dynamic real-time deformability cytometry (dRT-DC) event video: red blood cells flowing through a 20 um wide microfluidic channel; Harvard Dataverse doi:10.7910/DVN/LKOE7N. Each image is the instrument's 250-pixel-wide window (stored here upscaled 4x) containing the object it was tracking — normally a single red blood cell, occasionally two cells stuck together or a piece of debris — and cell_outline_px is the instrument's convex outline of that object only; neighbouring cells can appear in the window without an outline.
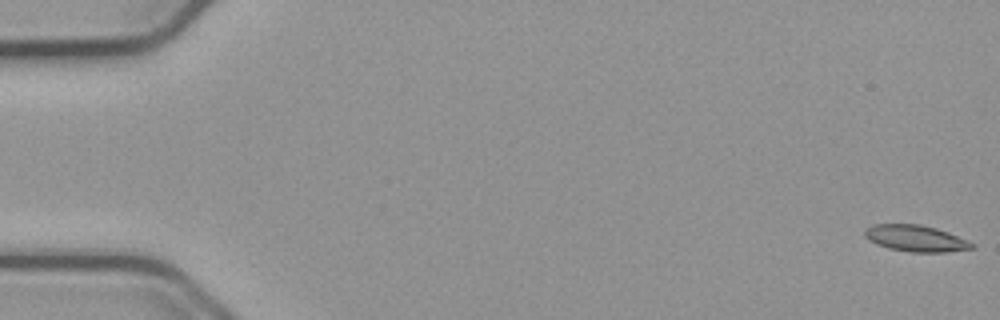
{"species": "common noctule bat (a hibernating species)", "species_latin": "Nyctalus noctula", "temperature_condition": "cold", "stored_images_in_passage": 55, "camera_frame_rate_fps": 3000, "um_per_image_px": 0.085, "animal": {"sex": "male", "body_mass_g": 23.1, "forearm_length_mm": 52.7}, "frame": {"image": 1, "passage_image": 1, "time_ms": 0.0, "image_size_px": [1000, 320], "cell_outline_px": [[976, 248], [944, 252], [912, 252], [888, 248], [876, 244], [868, 240], [864, 236], [864, 228], [872, 224], [920, 224], [936, 228], [948, 232], [968, 240], [976, 244]], "centroid_in_image_um": [77.83, 20.25], "position_along_channel_um": 7.2, "area_um2": 16.7}}
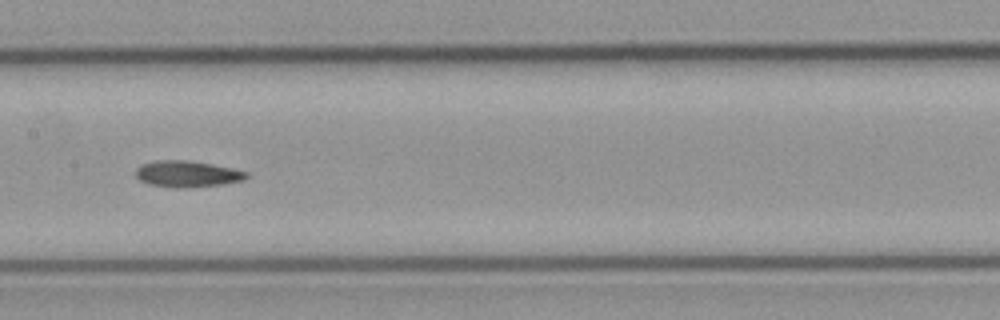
{"frame": {"image": 2, "passage_image": 28, "time_ms": 9.0, "image_size_px": [1000, 320], "cell_outline_px": [[248, 176], [244, 180], [224, 184], [184, 188], [172, 188], [148, 184], [140, 180], [136, 176], [136, 168], [140, 164], [156, 160], [188, 160], [212, 164], [232, 168], [248, 172]], "centroid_in_image_um": [15.89, 14.78], "position_along_channel_um": 191.5, "area_um2": 17.17}}
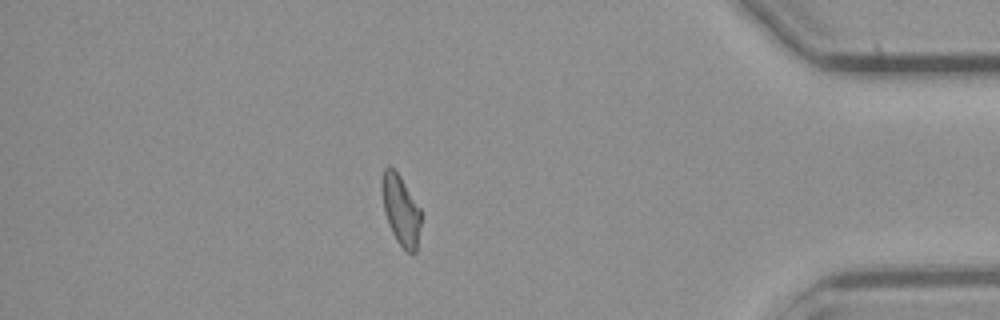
{"frame": {"image": 3, "passage_image": 48, "time_ms": 15.667, "image_size_px": [1000, 320], "cell_outline_px": [[420, 224], [416, 252], [412, 256], [396, 240], [388, 224], [384, 212], [380, 188], [380, 180], [384, 168], [388, 164], [400, 176], [420, 208]], "centroid_in_image_um": [34.03, 17.83], "position_along_channel_um": 401.2, "area_um2": 16.07}}